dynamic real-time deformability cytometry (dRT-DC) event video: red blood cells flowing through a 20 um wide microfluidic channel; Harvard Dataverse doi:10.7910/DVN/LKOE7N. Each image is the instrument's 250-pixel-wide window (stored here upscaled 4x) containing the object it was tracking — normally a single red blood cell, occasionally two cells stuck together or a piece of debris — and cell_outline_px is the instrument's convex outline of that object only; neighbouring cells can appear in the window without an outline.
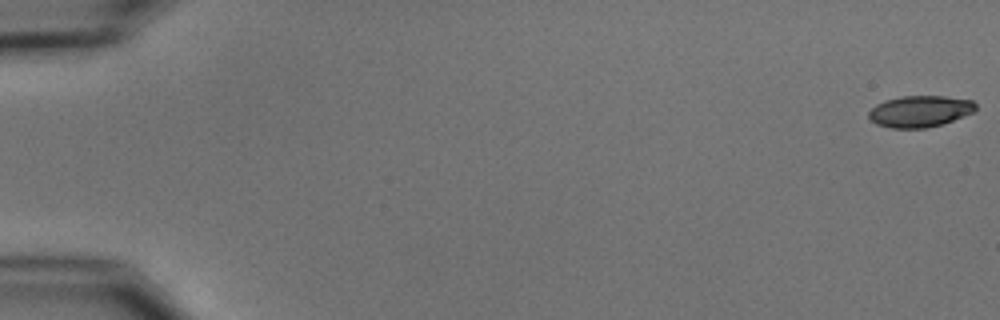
{"species": "common noctule bat (a hibernating species)", "species_latin": "Nyctalus noctula", "temperature_condition": "cold", "stored_images_in_passage": 55, "camera_frame_rate_fps": 3000, "um_per_image_px": 0.085, "animal": {"sex": "male", "body_mass_g": 15.6}, "frame": {"image": 1, "passage_image": 1, "time_ms": 0.0, "image_size_px": [1000, 320], "cell_outline_px": [[976, 112], [940, 124], [924, 128], [888, 128], [876, 124], [868, 116], [868, 112], [876, 104], [884, 100], [900, 96], [944, 96], [972, 100], [976, 104]], "centroid_in_image_um": [78.18, 9.45], "position_along_channel_um": 6.8, "area_um2": 19.65}}
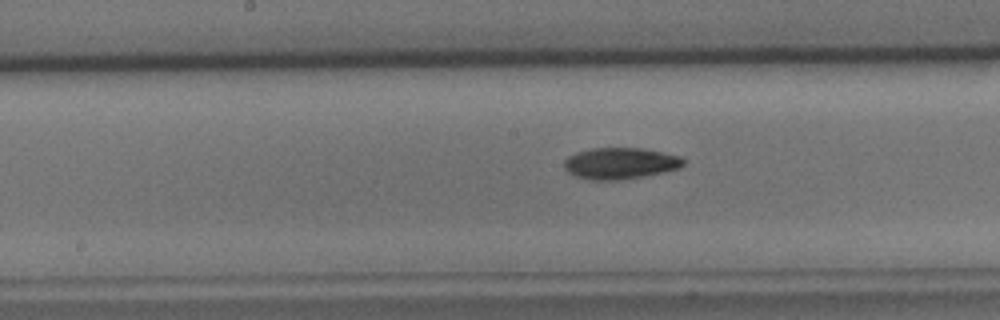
{"frame": {"image": 2, "passage_image": 29, "time_ms": 9.333, "image_size_px": [1000, 320], "cell_outline_px": [[684, 164], [680, 168], [664, 172], [644, 176], [616, 180], [592, 180], [576, 176], [568, 172], [564, 168], [564, 160], [568, 156], [576, 152], [588, 148], [640, 148], [680, 156], [684, 160]], "centroid_in_image_um": [52.69, 13.88], "position_along_channel_um": 195.5, "area_um2": 21.79}}
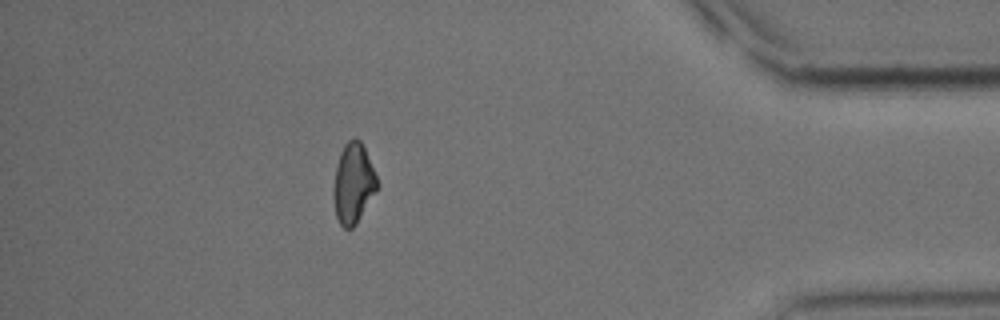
{"frame": {"image": 3, "passage_image": 49, "time_ms": 16.0, "image_size_px": [1000, 320], "cell_outline_px": [[380, 184], [356, 224], [352, 228], [344, 228], [340, 224], [336, 216], [332, 192], [332, 188], [336, 164], [340, 152], [344, 144], [352, 136], [356, 136], [360, 140], [364, 148]], "centroid_in_image_um": [30.01, 15.56], "position_along_channel_um": 405.2, "area_um2": 20.58}, "authors_computed_cell_mechanics": {"area_um2": 20.808, "velocity_mm_per_s": 3.7329, "shape_relaxation_time_tau1_ms": 4.5457, "shape_relaxation_time_tau2_ms": null, "deformation_change_tau1": 0.1374, "deformation_change_tau2": null}}